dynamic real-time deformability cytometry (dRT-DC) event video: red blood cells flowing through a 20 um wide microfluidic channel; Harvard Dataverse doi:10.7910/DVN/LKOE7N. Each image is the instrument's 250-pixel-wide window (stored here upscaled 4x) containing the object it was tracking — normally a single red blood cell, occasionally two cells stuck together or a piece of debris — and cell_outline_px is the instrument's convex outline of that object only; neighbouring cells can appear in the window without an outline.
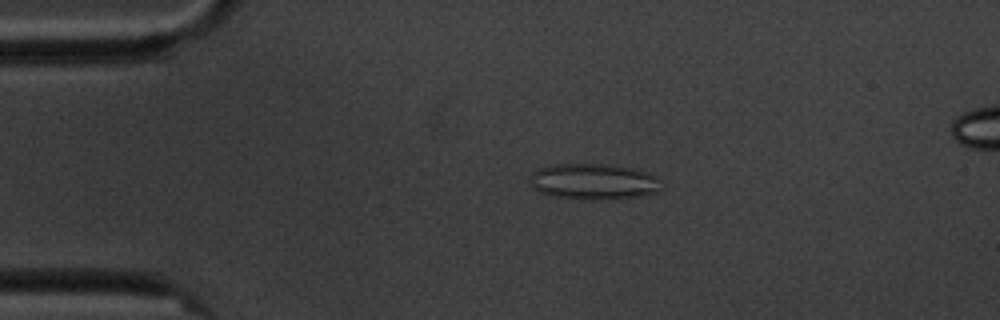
{"species": "common noctule bat (a hibernating species)", "species_latin": "Nyctalus noctula", "temperature_condition": "cold", "stored_images_in_passage": 5, "camera_frame_rate_fps": 3000, "um_per_image_px": 0.085, "animal": {"sex": "male", "body_mass_g": 20.1, "forearm_length_mm": 53.5}, "frame": {"image": 1, "passage_image": 3, "time_ms": 2.667, "image_size_px": [1000, 320], "cell_outline_px": [[664, 188], [656, 192], [640, 196], [608, 200], [584, 200], [552, 196], [540, 192], [528, 184], [532, 172], [536, 168], [548, 164], [612, 164], [632, 168], [656, 176]], "centroid_in_image_um": [50.42, 15.44], "position_along_channel_um": 34.6, "area_um2": 28.15}}